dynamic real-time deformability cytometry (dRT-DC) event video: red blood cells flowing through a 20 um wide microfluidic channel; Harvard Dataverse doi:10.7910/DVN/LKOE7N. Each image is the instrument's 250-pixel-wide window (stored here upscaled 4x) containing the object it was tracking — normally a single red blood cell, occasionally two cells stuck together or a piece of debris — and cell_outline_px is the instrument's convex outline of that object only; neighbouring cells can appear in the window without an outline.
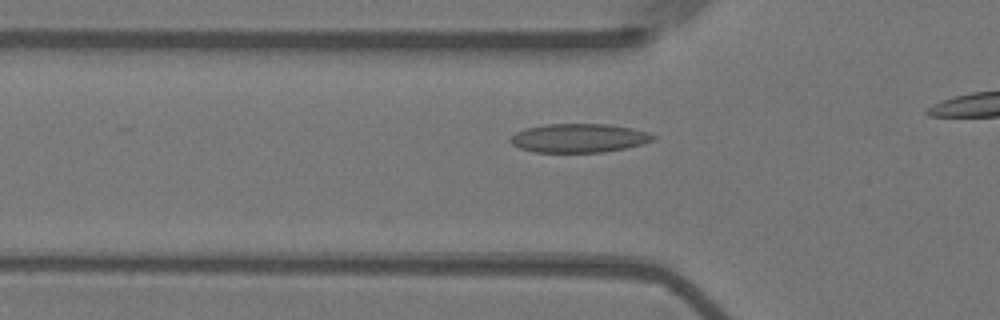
{"species": "Egyptian fruit bat (a non-hibernating species)", "species_latin": "Rousettus aegyptiacus", "temperature_condition": "warm", "stored_images_in_passage": 11, "camera_frame_rate_fps": 3000, "um_per_image_px": 0.085, "animal": {"sex": "female"}, "frame": {"image": 1, "passage_image": 5, "time_ms": 1.333, "image_size_px": [1000, 320], "cell_outline_px": [[656, 136], [652, 140], [640, 144], [624, 148], [600, 152], [532, 152], [520, 148], [512, 144], [508, 140], [516, 132], [528, 128], [544, 124], [608, 124], [632, 128], [648, 132]], "centroid_in_image_um": [49.17, 11.73], "position_along_channel_um": 76.6, "area_um2": 23.76}}
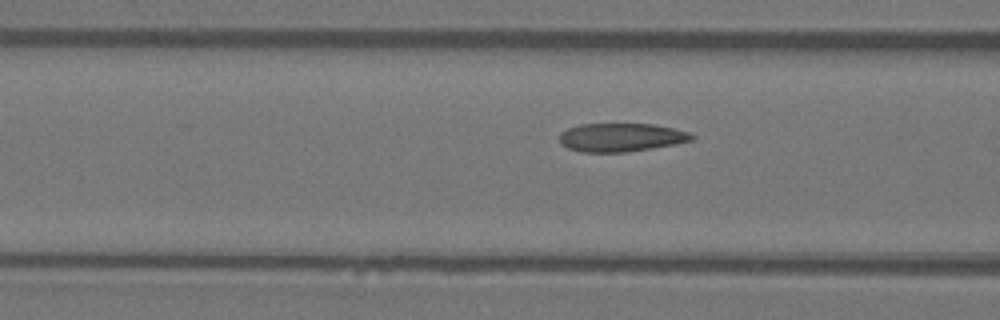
{"frame": {"image": 2, "passage_image": 8, "time_ms": 2.333, "image_size_px": [1000, 320], "cell_outline_px": [[696, 136], [692, 140], [676, 144], [652, 148], [624, 152], [580, 152], [568, 148], [560, 144], [560, 132], [568, 128], [580, 124], [656, 124], [688, 132]], "centroid_in_image_um": [52.78, 11.68], "position_along_channel_um": 113.8, "area_um2": 21.96}}